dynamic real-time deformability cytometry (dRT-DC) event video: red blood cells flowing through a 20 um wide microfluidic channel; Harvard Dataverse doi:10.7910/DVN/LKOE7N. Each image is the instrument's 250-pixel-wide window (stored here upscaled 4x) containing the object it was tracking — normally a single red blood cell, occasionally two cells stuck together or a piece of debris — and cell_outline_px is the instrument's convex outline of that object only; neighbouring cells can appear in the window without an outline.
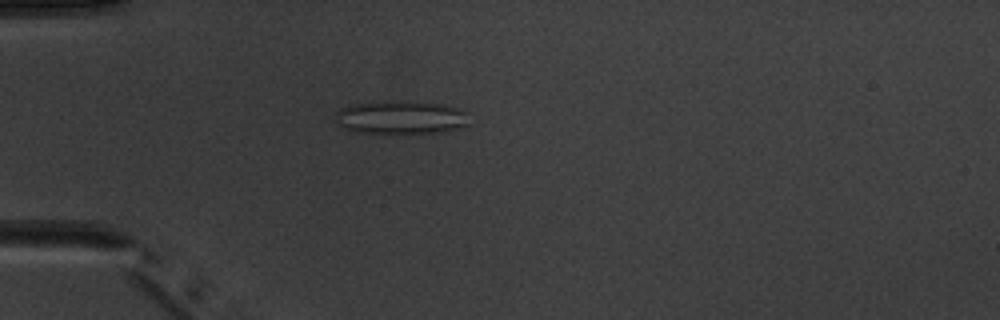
{"species": "common noctule bat (a hibernating species)", "species_latin": "Nyctalus noctula", "temperature_condition": "warm", "stored_images_in_passage": 5, "camera_frame_rate_fps": 3000, "um_per_image_px": 0.085, "animal": {"sex": "male", "body_mass_g": 20.1, "forearm_length_mm": 53.5}, "frame": {"image": 1, "passage_image": 3, "time_ms": 2.667, "image_size_px": [1000, 320], "cell_outline_px": [[468, 124], [444, 132], [392, 136], [356, 132], [344, 128], [336, 120], [336, 112], [340, 108], [356, 104], [388, 100], [404, 100], [444, 104], [468, 112]], "centroid_in_image_um": [34.08, 10.01], "position_along_channel_um": 50.9, "area_um2": 27.05}}
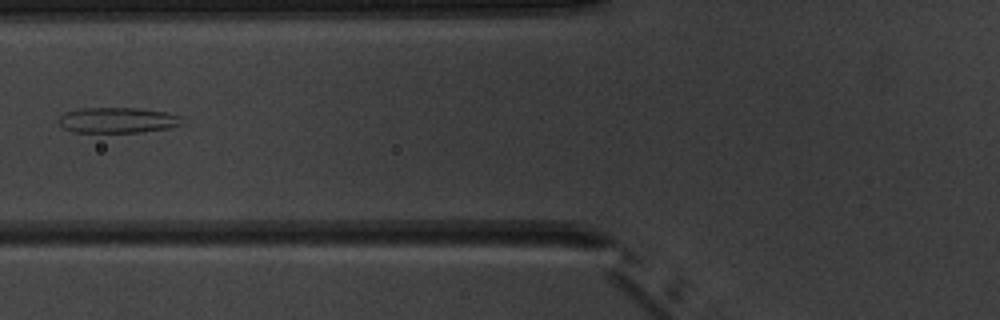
{"frame": {"image": 2, "passage_image": 5, "time_ms": 4.667, "image_size_px": [1000, 320], "cell_outline_px": [[184, 124], [168, 128], [140, 132], [72, 132], [64, 128], [56, 120], [60, 116], [68, 112], [80, 108], [136, 108], [168, 112], [180, 116]], "centroid_in_image_um": [10.0, 10.21], "position_along_channel_um": 115.8, "area_um2": 18.38}}